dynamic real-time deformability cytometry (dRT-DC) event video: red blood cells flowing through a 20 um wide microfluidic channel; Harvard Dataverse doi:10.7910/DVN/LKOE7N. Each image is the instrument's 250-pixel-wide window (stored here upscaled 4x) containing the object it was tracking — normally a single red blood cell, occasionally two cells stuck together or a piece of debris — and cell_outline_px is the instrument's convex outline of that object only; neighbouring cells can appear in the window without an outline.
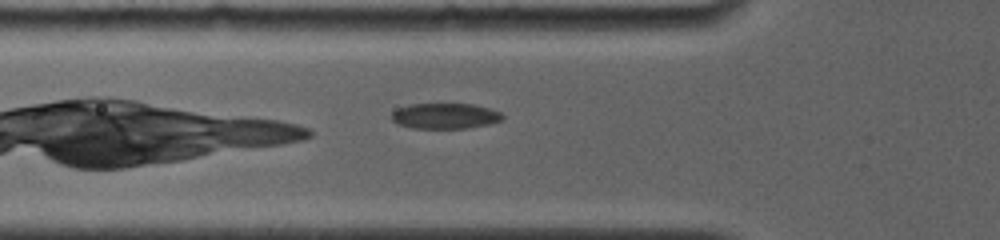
{"species": "common noctule bat (a hibernating species)", "species_latin": "Nyctalus noctula", "temperature_condition": "room temperature", "stored_images_in_passage": 20, "camera_frame_rate_fps": 4000, "um_per_image_px": 0.085, "animal": {"sex": "female", "body_mass_g": 19.0, "forearm_length_mm": 56.7}, "frame": {"image": 1, "passage_image": 4, "time_ms": 1.5, "image_size_px": [1000, 240], "cell_outline_px": [[504, 120], [488, 124], [468, 128], [412, 128], [396, 124], [392, 120], [392, 112], [396, 108], [412, 104], [472, 104], [488, 108], [500, 112], [504, 116]], "centroid_in_image_um": [37.82, 9.86], "position_along_channel_um": 88.0, "area_um2": 16.59}}
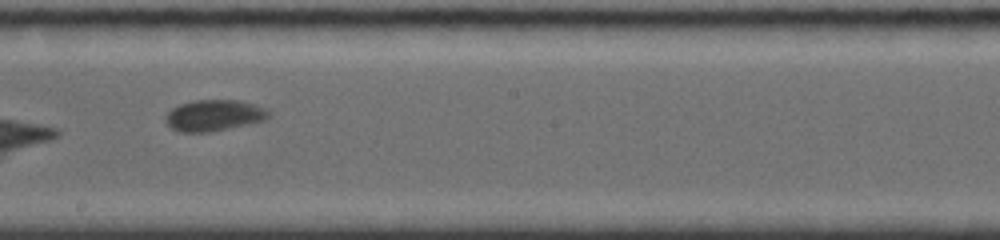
{"frame": {"image": 2, "passage_image": 12, "time_ms": 5.25, "image_size_px": [1000, 240], "cell_outline_px": [[272, 112], [264, 120], [248, 124], [208, 132], [180, 132], [172, 128], [164, 120], [164, 116], [172, 108], [180, 104], [196, 100], [240, 100], [256, 104]], "centroid_in_image_um": [18.19, 9.8], "position_along_channel_um": 230.0, "area_um2": 18.73}}
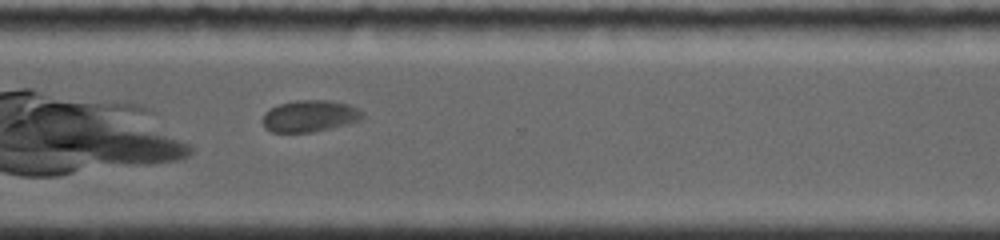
{"frame": {"image": 3, "passage_image": 18, "time_ms": 8.25, "image_size_px": [1000, 240], "cell_outline_px": [[364, 116], [360, 120], [348, 124], [312, 132], [272, 132], [264, 128], [264, 112], [280, 104], [296, 100], [332, 100], [348, 104], [364, 112]], "centroid_in_image_um": [26.36, 9.86], "position_along_channel_um": 344.2, "area_um2": 18.38}}